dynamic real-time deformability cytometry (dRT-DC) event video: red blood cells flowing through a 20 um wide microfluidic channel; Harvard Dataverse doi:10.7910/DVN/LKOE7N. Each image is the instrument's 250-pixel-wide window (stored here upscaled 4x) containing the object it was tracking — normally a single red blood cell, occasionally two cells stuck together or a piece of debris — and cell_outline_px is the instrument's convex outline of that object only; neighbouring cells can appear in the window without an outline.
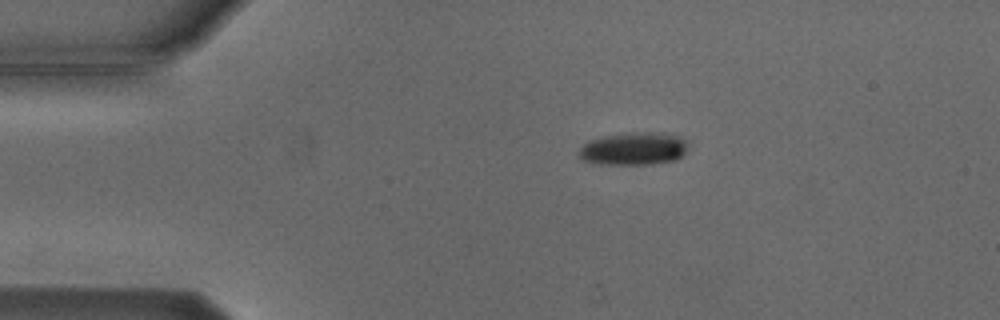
{"species": "Egyptian fruit bat (a non-hibernating species)", "species_latin": "Rousettus aegyptiacus", "temperature_condition": "cold", "stored_images_in_passage": 2, "camera_frame_rate_fps": 3000, "um_per_image_px": 0.085, "animal": {"sex": "male"}, "frame": {"image": 1, "passage_image": 1, "time_ms": 0.0, "image_size_px": [1000, 320], "cell_outline_px": [[688, 152], [676, 160], [652, 164], [600, 164], [584, 160], [580, 156], [580, 148], [588, 140], [604, 136], [628, 132], [664, 132], [680, 136], [688, 140]], "centroid_in_image_um": [53.96, 12.62], "position_along_channel_um": 31.0, "area_um2": 21.21}}